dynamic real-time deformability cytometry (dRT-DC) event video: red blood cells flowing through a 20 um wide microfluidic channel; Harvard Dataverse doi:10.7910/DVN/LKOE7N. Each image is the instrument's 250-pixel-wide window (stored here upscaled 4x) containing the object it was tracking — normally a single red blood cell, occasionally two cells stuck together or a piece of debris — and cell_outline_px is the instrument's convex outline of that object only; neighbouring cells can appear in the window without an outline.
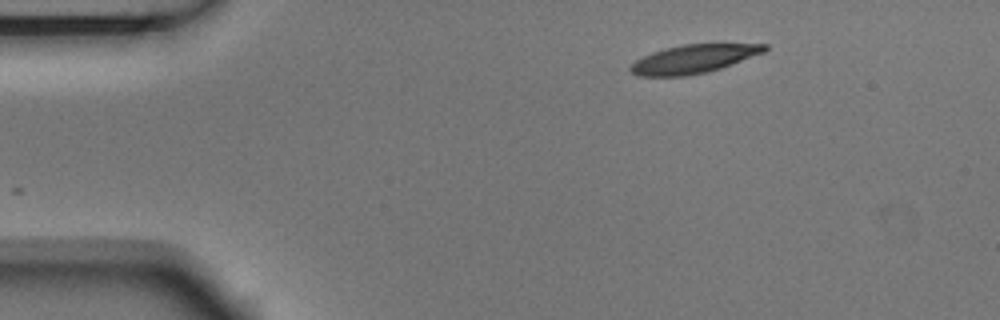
{"species": "Egyptian fruit bat (a non-hibernating species)", "species_latin": "Rousettus aegyptiacus", "temperature_condition": "room temperature", "stored_images_in_passage": 2, "camera_frame_rate_fps": 3000, "um_per_image_px": 0.085, "animal": {"sex": "male"}, "frame": {"image": 1, "passage_image": 2, "time_ms": 0.333, "image_size_px": [1000, 320], "cell_outline_px": [[768, 48], [764, 52], [732, 64], [708, 72], [684, 76], [636, 76], [628, 68], [636, 60], [652, 52], [684, 44], [768, 44]], "centroid_in_image_um": [58.95, 5.02], "position_along_channel_um": 26.1, "area_um2": 22.02}}